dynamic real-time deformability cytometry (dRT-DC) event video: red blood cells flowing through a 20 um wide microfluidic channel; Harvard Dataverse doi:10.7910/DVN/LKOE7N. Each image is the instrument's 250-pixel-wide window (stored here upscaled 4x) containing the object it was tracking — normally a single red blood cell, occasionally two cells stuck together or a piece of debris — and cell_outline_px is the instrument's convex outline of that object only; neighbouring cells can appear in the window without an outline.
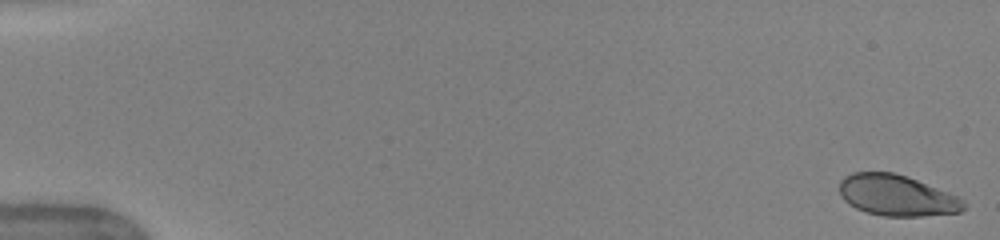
{"species": "human", "species_latin": "Homo sapiens", "temperature_condition": "warm", "stored_images_in_passage": 51, "camera_frame_rate_fps": 3000, "um_per_image_px": 0.085, "donor": {"sex": "female"}, "frame": {"image": 1, "passage_image": 1, "time_ms": 0.0, "image_size_px": [1000, 240], "cell_outline_px": [[964, 208], [960, 212], [924, 216], [884, 216], [868, 212], [856, 208], [848, 204], [840, 196], [840, 180], [844, 176], [852, 172], [892, 172], [916, 180], [956, 196], [964, 200]], "centroid_in_image_um": [76.18, 16.61], "position_along_channel_um": 8.8, "area_um2": 29.36}}
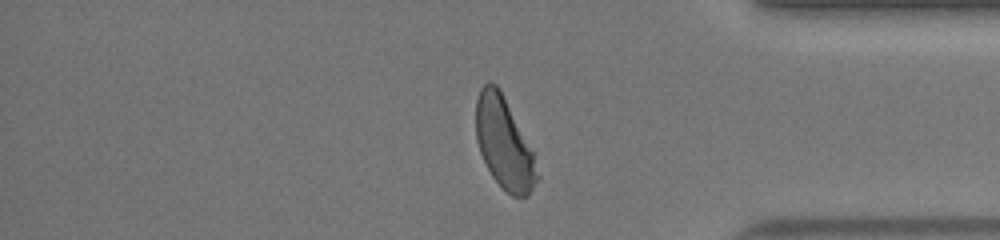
{"frame": {"image": 2, "passage_image": 43, "time_ms": 14.0, "image_size_px": [1000, 240], "cell_outline_px": [[540, 180], [528, 196], [512, 196], [492, 176], [480, 152], [476, 140], [476, 100], [480, 88], [488, 80], [496, 84], [500, 88], [532, 152], [540, 176]], "centroid_in_image_um": [42.84, 12.16], "position_along_channel_um": 392.4, "area_um2": 32.25}}
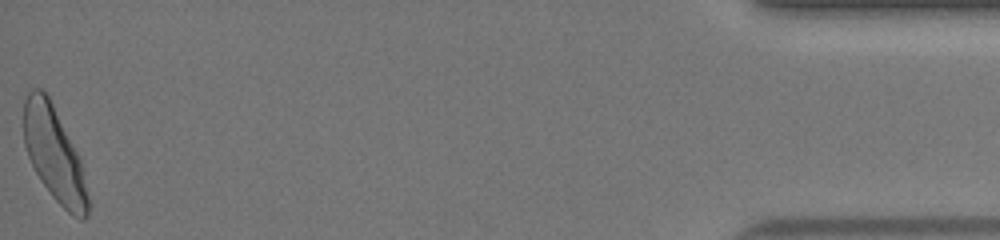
{"frame": {"image": 3, "passage_image": 51, "time_ms": 16.667, "image_size_px": [1000, 240], "cell_outline_px": [[88, 216], [84, 220], [80, 220], [72, 216], [52, 196], [40, 180], [28, 156], [24, 144], [24, 100], [28, 92], [32, 88], [40, 88], [48, 96], [80, 160], [88, 196]], "centroid_in_image_um": [4.59, 13.13], "position_along_channel_um": 430.6, "area_um2": 34.56}, "authors_computed_cell_mechanics": {"area_um2": 33.1194, "velocity_mm_per_s": 4.0419, "shape_relaxation_time_tau1_ms": 2.9357, "shape_relaxation_time_tau2_ms": null, "deformation_change_tau1": 0.1604, "deformation_change_tau2": null}}